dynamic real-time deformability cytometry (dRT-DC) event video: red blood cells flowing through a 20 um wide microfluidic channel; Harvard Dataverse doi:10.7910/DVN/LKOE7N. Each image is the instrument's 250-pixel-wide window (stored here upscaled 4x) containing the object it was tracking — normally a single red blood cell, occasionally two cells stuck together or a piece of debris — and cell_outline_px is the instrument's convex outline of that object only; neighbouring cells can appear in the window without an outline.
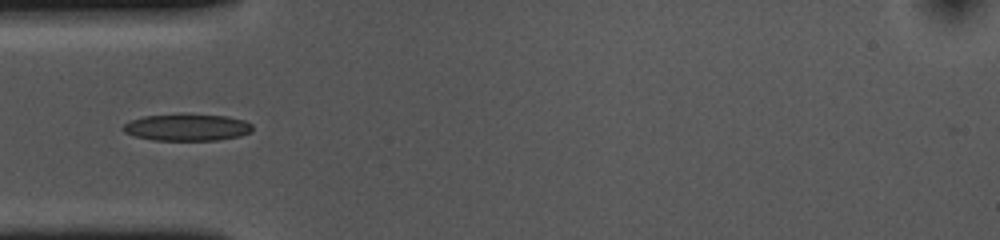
{"species": "common noctule bat (a hibernating species)", "species_latin": "Nyctalus noctula", "temperature_condition": "cold", "stored_images_in_passage": 39, "camera_frame_rate_fps": 3000, "um_per_image_px": 0.085, "animal": {"sex": "female", "body_mass_g": 10.0, "forearm_length_mm": 53.1}, "frame": {"image": 1, "passage_image": 1, "time_ms": 0.0, "image_size_px": [1000, 240], "cell_outline_px": [[252, 132], [240, 136], [216, 140], [152, 140], [136, 136], [124, 132], [120, 128], [124, 124], [132, 120], [144, 116], [184, 112], [228, 116], [244, 120], [252, 124]], "centroid_in_image_um": [15.91, 10.79], "position_along_channel_um": 69.1, "area_um2": 20.81}}
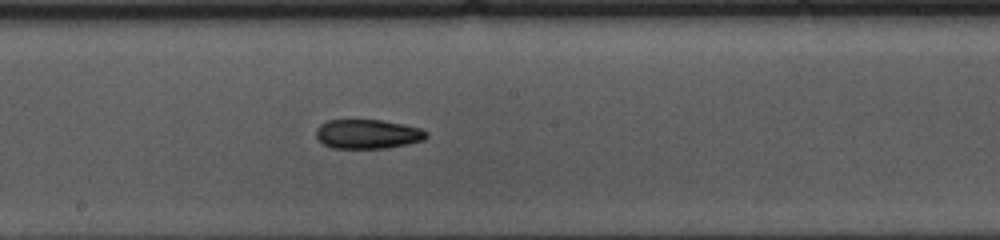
{"frame": {"image": 2, "passage_image": 13, "time_ms": 4.0, "image_size_px": [1000, 240], "cell_outline_px": [[428, 136], [424, 140], [408, 144], [388, 148], [332, 148], [324, 144], [316, 136], [316, 128], [320, 124], [328, 120], [380, 120], [404, 124], [420, 128], [428, 132]], "centroid_in_image_um": [31.27, 11.39], "position_along_channel_um": 216.9, "area_um2": 18.9}}
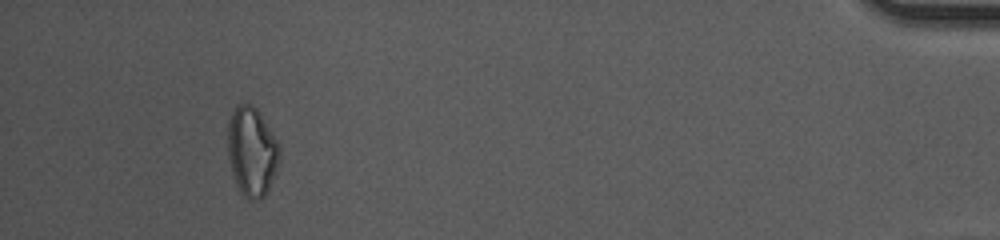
{"frame": {"image": 3, "passage_image": 35, "time_ms": 11.333, "image_size_px": [1000, 240], "cell_outline_px": [[280, 160], [268, 188], [264, 196], [260, 200], [248, 200], [240, 192], [236, 184], [232, 172], [228, 156], [228, 124], [232, 112], [240, 104], [252, 104], [256, 108], [280, 144]], "centroid_in_image_um": [21.41, 12.9], "position_along_channel_um": 413.8, "area_um2": 26.76}}